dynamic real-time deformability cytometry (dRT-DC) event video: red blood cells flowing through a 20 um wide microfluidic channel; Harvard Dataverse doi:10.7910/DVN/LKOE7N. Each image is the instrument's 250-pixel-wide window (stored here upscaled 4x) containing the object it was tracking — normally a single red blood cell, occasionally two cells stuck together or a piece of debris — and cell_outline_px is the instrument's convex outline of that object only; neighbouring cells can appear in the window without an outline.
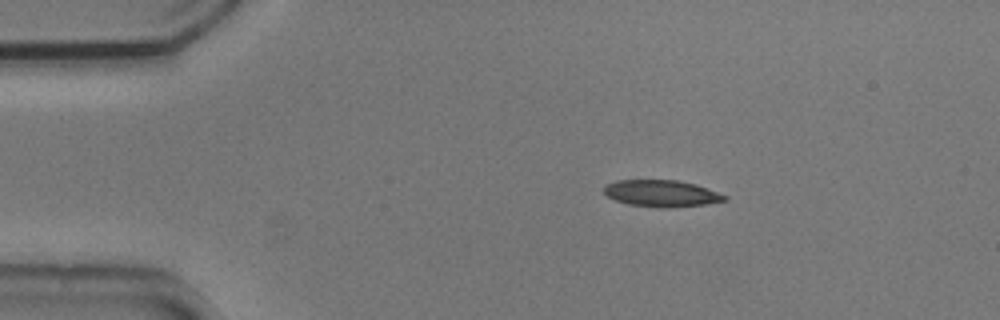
{"species": "common noctule bat (a hibernating species)", "species_latin": "Nyctalus noctula", "temperature_condition": "cold", "stored_images_in_passage": 46, "camera_frame_rate_fps": 3000, "um_per_image_px": 0.085, "animal": {"sex": "male", "body_mass_g": 20.5, "forearm_length_mm": 52.5}, "frame": {"image": 1, "passage_image": 1, "time_ms": 0.0, "image_size_px": [1000, 320], "cell_outline_px": [[728, 200], [704, 204], [628, 204], [616, 200], [608, 196], [604, 192], [604, 184], [616, 180], [676, 180], [696, 184], [708, 188], [728, 196]], "centroid_in_image_um": [56.21, 16.36], "position_along_channel_um": 28.8, "area_um2": 17.63}}
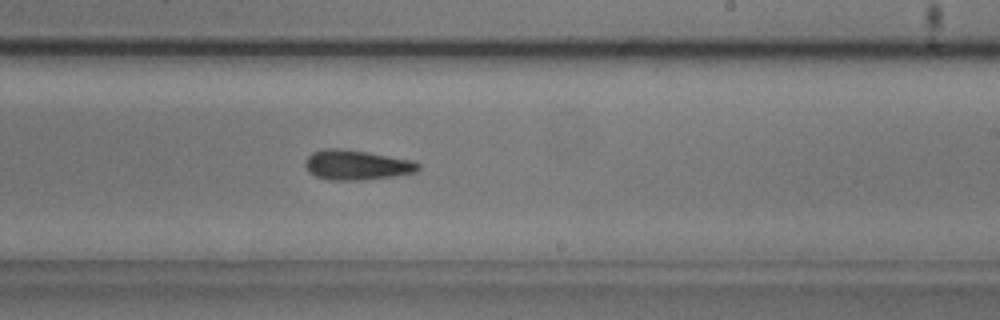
{"frame": {"image": 2, "passage_image": 24, "time_ms": 7.667, "image_size_px": [1000, 320], "cell_outline_px": [[420, 168], [416, 172], [392, 176], [360, 180], [332, 180], [316, 176], [308, 172], [304, 164], [308, 156], [312, 152], [324, 148], [336, 148], [364, 152], [412, 160], [420, 164]], "centroid_in_image_um": [30.28, 14.02], "position_along_channel_um": 258.7, "area_um2": 19.42}}
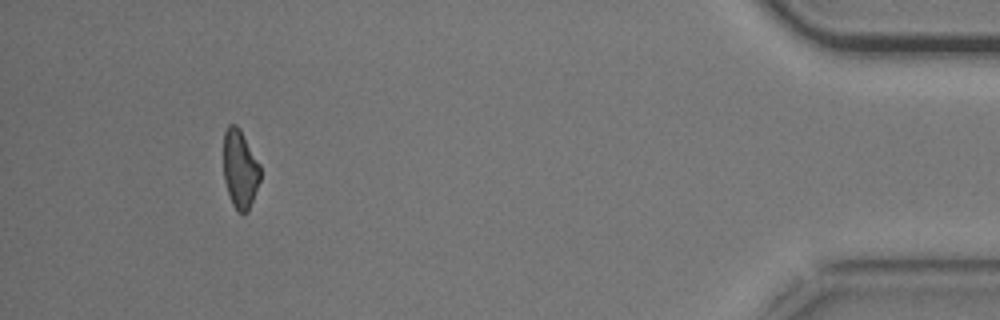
{"frame": {"image": 3, "passage_image": 42, "time_ms": 13.667, "image_size_px": [1000, 320], "cell_outline_px": [[260, 180], [248, 212], [244, 216], [232, 204], [224, 180], [224, 132], [228, 124], [236, 124], [240, 128], [260, 164]], "centroid_in_image_um": [20.41, 14.36], "position_along_channel_um": 414.8, "area_um2": 16.88}, "authors_computed_cell_mechanics": {"area_um2": 18.7272, "velocity_mm_per_s": 3.6929, "shape_relaxation_time_tau1_ms": 10.0607, "shape_relaxation_time_tau2_ms": 7.4231, "deformation_change_tau1": 0.1984, "deformation_change_tau2": 0.1884}}